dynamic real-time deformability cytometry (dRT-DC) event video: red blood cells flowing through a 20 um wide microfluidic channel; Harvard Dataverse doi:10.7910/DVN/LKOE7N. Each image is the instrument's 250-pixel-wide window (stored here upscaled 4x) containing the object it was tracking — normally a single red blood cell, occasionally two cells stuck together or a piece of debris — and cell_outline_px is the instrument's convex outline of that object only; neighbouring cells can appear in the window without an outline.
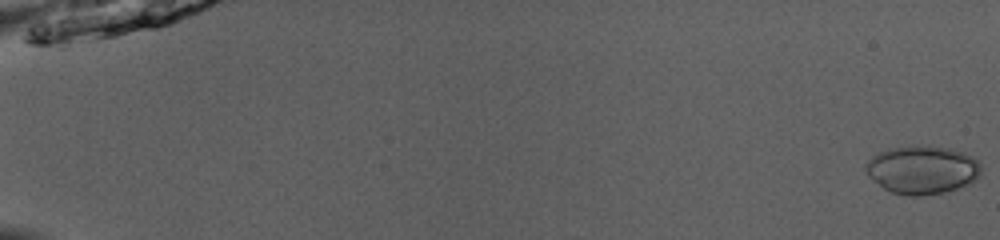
{"species": "common noctule bat (a hibernating species)", "species_latin": "Nyctalus noctula", "temperature_condition": "room temperature", "stored_images_in_passage": 51, "camera_frame_rate_fps": 3000, "um_per_image_px": 0.085, "animal": {"sex": "male", "body_mass_g": 13.0, "forearm_length_mm": 53.1}, "frame": {"image": 1, "passage_image": 1, "time_ms": 0.0, "image_size_px": [1000, 240], "cell_outline_px": [[980, 176], [976, 180], [968, 184], [944, 192], [924, 196], [908, 196], [892, 192], [884, 188], [868, 176], [864, 168], [864, 164], [872, 156], [888, 148], [948, 148], [964, 152], [972, 156], [980, 164]], "centroid_in_image_um": [78.38, 14.47], "position_along_channel_um": 6.6, "area_um2": 31.91}}
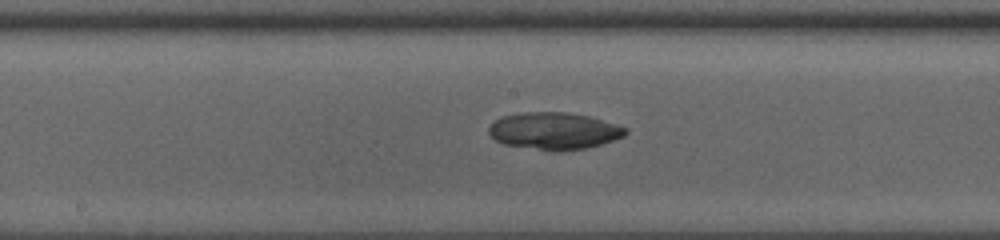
{"frame": {"image": 2, "passage_image": 29, "time_ms": 9.333, "image_size_px": [1000, 240], "cell_outline_px": [[628, 132], [624, 136], [600, 144], [584, 148], [560, 152], [552, 152], [504, 144], [496, 140], [488, 132], [488, 128], [500, 116], [524, 112], [568, 112], [588, 116], [628, 128]], "centroid_in_image_um": [47.08, 11.13], "position_along_channel_um": 201.1, "area_um2": 29.54}}
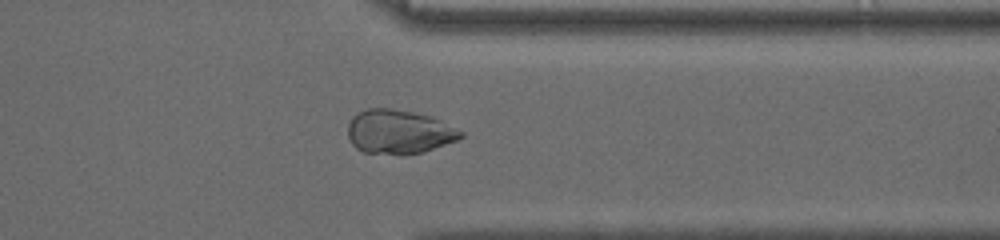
{"frame": {"image": 3, "passage_image": 42, "time_ms": 13.667, "image_size_px": [1000, 240], "cell_outline_px": [[464, 136], [456, 140], [424, 152], [364, 152], [356, 148], [352, 144], [348, 136], [348, 124], [352, 116], [368, 108], [392, 108], [412, 112], [428, 116], [464, 132]], "centroid_in_image_um": [33.87, 11.17], "position_along_channel_um": 377.5, "area_um2": 28.09}}